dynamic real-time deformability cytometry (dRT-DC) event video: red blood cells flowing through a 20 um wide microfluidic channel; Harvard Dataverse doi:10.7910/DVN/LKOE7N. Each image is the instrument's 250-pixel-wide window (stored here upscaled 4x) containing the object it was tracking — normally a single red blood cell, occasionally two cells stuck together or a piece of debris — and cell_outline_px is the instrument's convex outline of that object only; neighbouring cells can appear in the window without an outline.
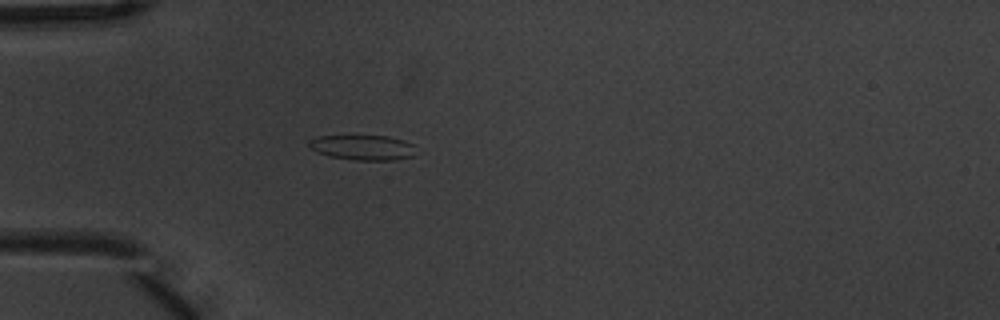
{"species": "common noctule bat (a hibernating species)", "species_latin": "Nyctalus noctula", "temperature_condition": "warm", "stored_images_in_passage": 4, "camera_frame_rate_fps": 3000, "um_per_image_px": 0.085, "animal": {"sex": "male", "body_mass_g": 20.1, "forearm_length_mm": 53.5}, "frame": {"image": 1, "passage_image": 4, "time_ms": 1.0, "image_size_px": [1000, 320], "cell_outline_px": [[416, 156], [396, 160], [356, 160], [332, 156], [316, 152], [308, 144], [308, 140], [320, 136], [388, 136], [404, 140], [412, 144]], "centroid_in_image_um": [30.87, 12.54], "position_along_channel_um": 54.1, "area_um2": 15.55}}